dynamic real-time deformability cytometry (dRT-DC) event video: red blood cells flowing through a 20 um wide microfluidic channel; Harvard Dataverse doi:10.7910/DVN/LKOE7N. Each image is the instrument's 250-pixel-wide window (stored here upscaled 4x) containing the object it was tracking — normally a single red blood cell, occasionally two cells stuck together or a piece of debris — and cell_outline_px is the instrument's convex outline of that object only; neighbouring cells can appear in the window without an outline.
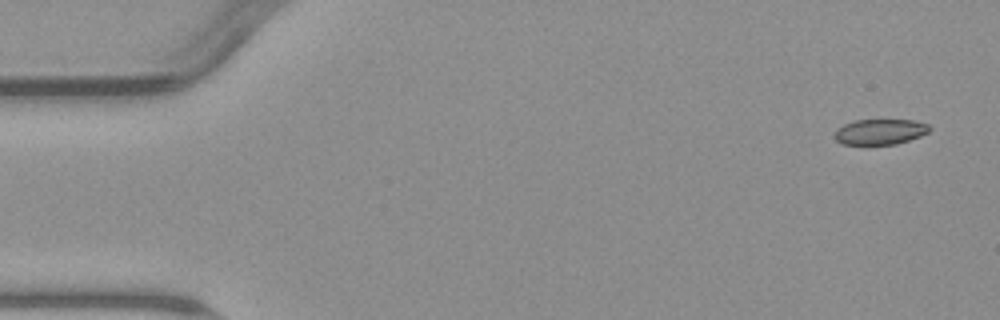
{"species": "common noctule bat (a hibernating species)", "species_latin": "Nyctalus noctula", "temperature_condition": "warm", "stored_images_in_passage": 4, "camera_frame_rate_fps": 3000, "um_per_image_px": 0.085, "animal": {"sex": "male", "body_mass_g": 23.1, "forearm_length_mm": 52.7}, "frame": {"image": 1, "passage_image": 1, "time_ms": 0.0, "image_size_px": [1000, 320], "cell_outline_px": [[932, 128], [928, 132], [920, 136], [896, 144], [840, 144], [832, 136], [836, 128], [852, 120], [912, 120], [928, 124]], "centroid_in_image_um": [74.75, 11.19], "position_along_channel_um": 10.2, "area_um2": 14.22}}
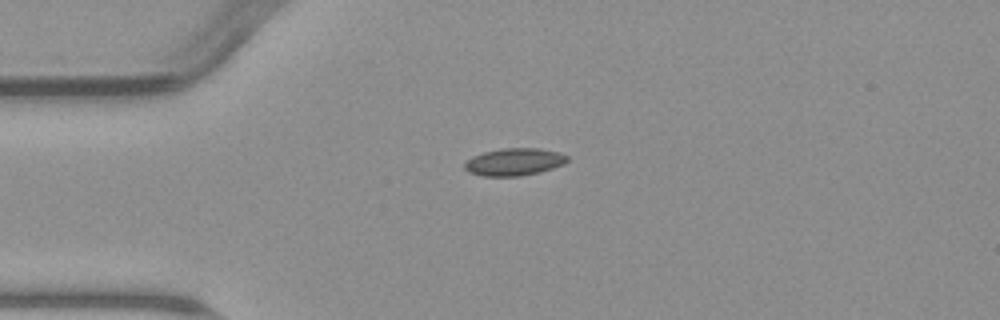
{"frame": {"image": 2, "passage_image": 4, "time_ms": 3.667, "image_size_px": [1000, 320], "cell_outline_px": [[568, 160], [564, 164], [540, 172], [520, 176], [484, 176], [468, 172], [464, 168], [464, 164], [472, 156], [484, 152], [500, 148], [540, 148], [560, 152], [568, 156]], "centroid_in_image_um": [43.72, 13.75], "position_along_channel_um": 41.3, "area_um2": 16.47}}